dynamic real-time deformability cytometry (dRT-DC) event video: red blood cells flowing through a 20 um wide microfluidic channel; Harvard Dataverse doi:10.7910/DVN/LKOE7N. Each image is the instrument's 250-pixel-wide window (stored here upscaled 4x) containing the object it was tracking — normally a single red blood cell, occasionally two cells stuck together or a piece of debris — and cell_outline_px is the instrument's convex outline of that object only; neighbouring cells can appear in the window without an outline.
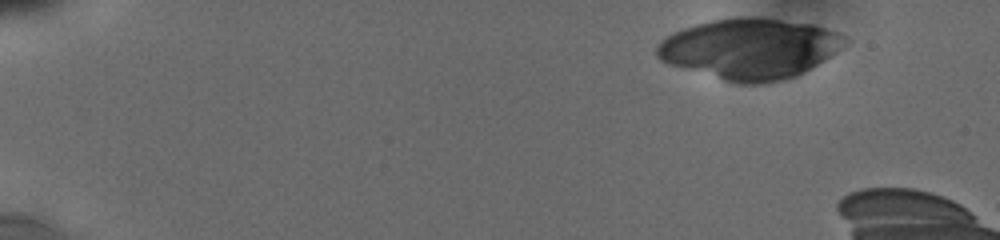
{"species": "human", "species_latin": "Homo sapiens", "temperature_condition": "cold", "stored_images_in_passage": 13, "camera_frame_rate_fps": 3000, "um_per_image_px": 0.085, "donor": {"sex": "male"}, "frame": {"image": 1, "passage_image": 1, "time_ms": 0.0, "image_size_px": [1000, 240], "cell_outline_px": [[848, 40], [832, 56], [804, 72], [796, 76], [784, 80], [756, 84], [740, 84], [724, 80], [668, 64], [660, 60], [656, 56], [656, 44], [660, 40], [684, 28], [696, 24], [712, 20], [736, 16], [756, 16], [816, 24], [836, 32], [844, 36]], "centroid_in_image_um": [63.74, 4.13], "position_along_channel_um": 21.3, "area_um2": 66.59}}
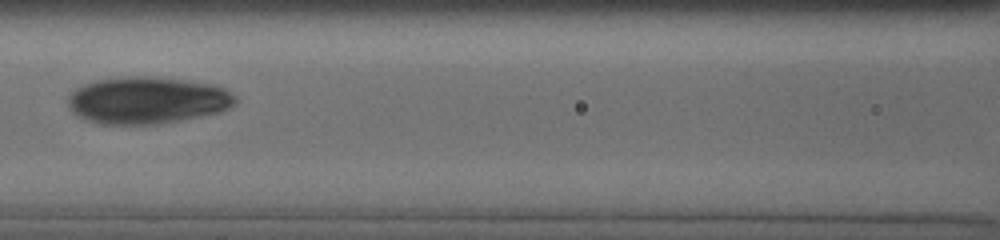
{"frame": {"image": 2, "passage_image": 11, "time_ms": 7.333, "image_size_px": [1000, 240], "cell_outline_px": [[236, 100], [228, 108], [216, 112], [176, 120], [152, 124], [104, 124], [88, 120], [72, 112], [68, 104], [68, 96], [76, 88], [84, 84], [100, 80], [124, 76], [152, 76], [188, 80], [216, 84], [224, 88], [236, 96]], "centroid_in_image_um": [12.5, 8.49], "position_along_channel_um": 154.1, "area_um2": 45.37}}
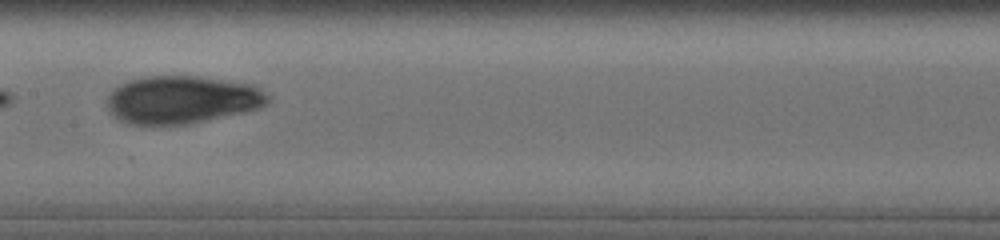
{"frame": {"image": 3, "passage_image": 12, "time_ms": 8.333, "image_size_px": [1000, 240], "cell_outline_px": [[272, 100], [268, 104], [260, 108], [244, 112], [192, 124], [132, 124], [120, 120], [108, 112], [108, 96], [120, 84], [128, 80], [144, 76], [200, 76], [252, 84], [260, 88], [272, 96]], "centroid_in_image_um": [15.53, 8.47], "position_along_channel_um": 191.9, "area_um2": 45.2}}